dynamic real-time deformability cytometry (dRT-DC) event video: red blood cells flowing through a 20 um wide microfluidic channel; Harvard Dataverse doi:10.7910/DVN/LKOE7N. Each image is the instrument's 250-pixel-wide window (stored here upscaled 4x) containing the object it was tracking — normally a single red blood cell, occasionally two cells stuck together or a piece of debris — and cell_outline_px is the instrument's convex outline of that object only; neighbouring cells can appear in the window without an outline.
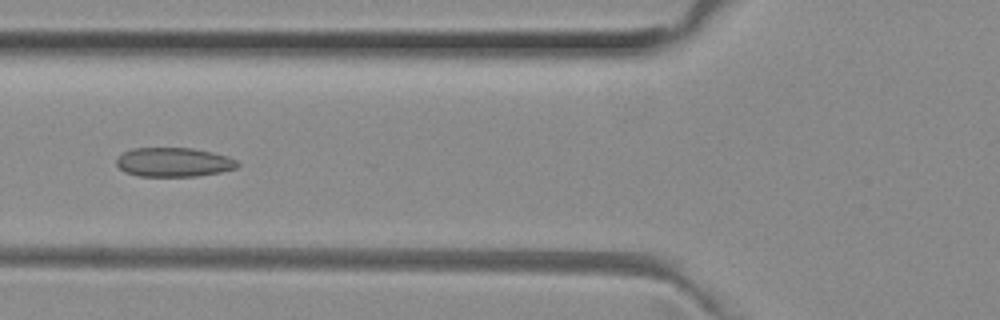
{"species": "common noctule bat (a hibernating species)", "species_latin": "Nyctalus noctula", "temperature_condition": "room temperature", "stored_images_in_passage": 16, "camera_frame_rate_fps": 3000, "um_per_image_px": 0.085, "animal": {"sex": "female", "body_mass_g": 29.2, "forearm_length_mm": 56.3}, "frame": {"image": 1, "passage_image": 7, "time_ms": 2.0, "image_size_px": [1000, 320], "cell_outline_px": [[240, 164], [236, 168], [220, 172], [196, 176], [136, 176], [124, 172], [116, 164], [116, 160], [124, 152], [132, 148], [192, 148], [212, 152], [228, 156], [236, 160]], "centroid_in_image_um": [14.76, 13.79], "position_along_channel_um": 111.0, "area_um2": 20.58}}
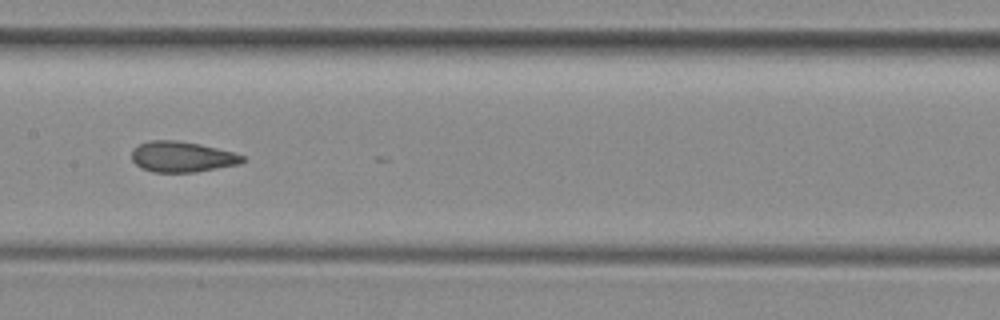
{"frame": {"image": 2, "passage_image": 13, "time_ms": 4.0, "image_size_px": [1000, 320], "cell_outline_px": [[244, 160], [240, 164], [196, 172], [152, 172], [136, 164], [132, 160], [132, 148], [148, 140], [176, 140], [200, 144], [232, 152], [244, 156]], "centroid_in_image_um": [15.46, 13.32], "position_along_channel_um": 191.9, "area_um2": 19.71}}